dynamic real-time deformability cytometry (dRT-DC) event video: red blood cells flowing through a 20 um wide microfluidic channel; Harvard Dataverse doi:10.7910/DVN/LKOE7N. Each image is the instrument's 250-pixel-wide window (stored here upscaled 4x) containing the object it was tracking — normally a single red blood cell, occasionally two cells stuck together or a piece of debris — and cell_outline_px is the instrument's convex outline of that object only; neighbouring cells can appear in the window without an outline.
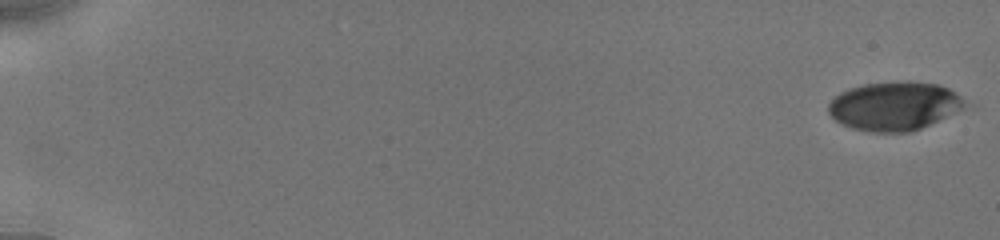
{"species": "human", "species_latin": "Homo sapiens", "temperature_condition": "cold", "stored_images_in_passage": 25, "camera_frame_rate_fps": 3000, "um_per_image_px": 0.085, "donor": {"sex": "male"}, "frame": {"image": 1, "passage_image": 1, "time_ms": 0.0, "image_size_px": [1000, 240], "cell_outline_px": [[964, 104], [960, 108], [920, 128], [908, 132], [872, 132], [852, 128], [840, 124], [828, 112], [828, 104], [840, 92], [848, 88], [864, 84], [904, 80], [908, 80], [936, 84], [948, 88], [956, 92], [964, 100]], "centroid_in_image_um": [75.94, 8.99], "position_along_channel_um": 9.1, "area_um2": 38.26}}
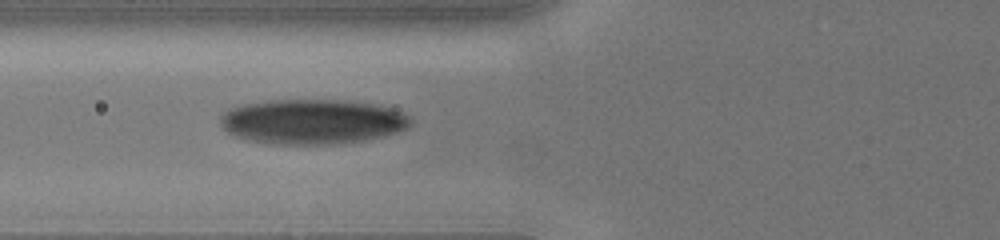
{"frame": {"image": 2, "passage_image": 18, "time_ms": 7.333, "image_size_px": [1000, 240], "cell_outline_px": [[412, 124], [408, 128], [384, 136], [364, 140], [332, 144], [268, 144], [248, 140], [236, 136], [228, 132], [220, 124], [220, 116], [228, 108], [244, 104], [268, 100], [344, 100], [372, 104], [392, 108], [404, 112], [412, 120]], "centroid_in_image_um": [26.54, 10.34], "position_along_channel_um": 99.3, "area_um2": 50.0}}
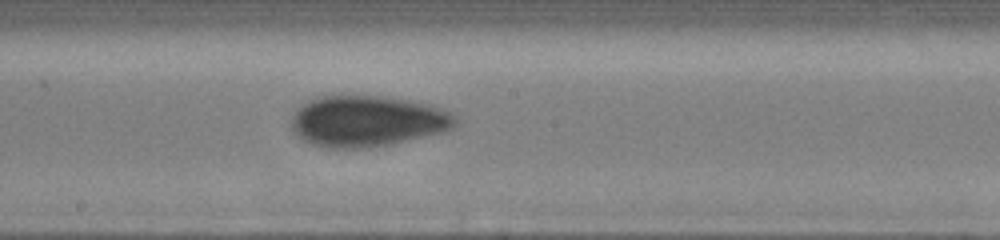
{"frame": {"image": 3, "passage_image": 25, "time_ms": 10.333, "image_size_px": [1000, 240], "cell_outline_px": [[456, 124], [452, 128], [444, 132], [392, 144], [364, 148], [324, 148], [312, 144], [304, 140], [292, 132], [288, 120], [296, 108], [320, 96], [384, 96], [432, 104], [452, 112], [456, 116]], "centroid_in_image_um": [31.21, 10.3], "position_along_channel_um": 217.0, "area_um2": 49.36}}